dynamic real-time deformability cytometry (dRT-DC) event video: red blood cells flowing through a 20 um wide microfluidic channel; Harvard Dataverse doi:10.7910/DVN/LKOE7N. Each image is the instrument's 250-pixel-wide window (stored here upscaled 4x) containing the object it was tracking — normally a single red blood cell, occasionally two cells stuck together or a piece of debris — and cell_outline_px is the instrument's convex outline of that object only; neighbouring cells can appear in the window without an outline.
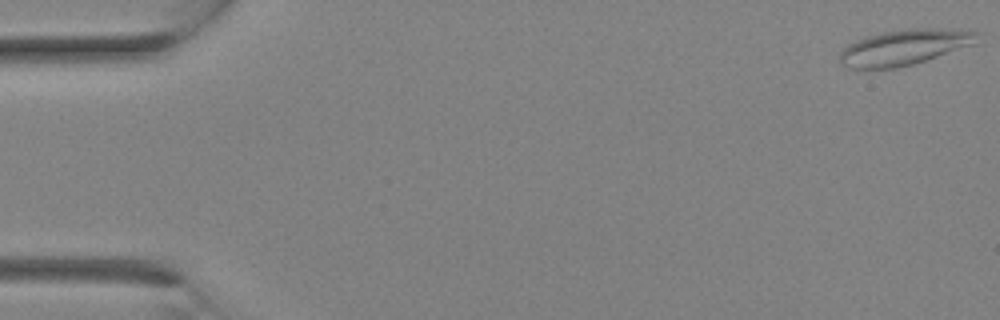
{"species": "Egyptian fruit bat (a non-hibernating species)", "species_latin": "Rousettus aegyptiacus", "temperature_condition": "room temperature", "stored_images_in_passage": 9, "camera_frame_rate_fps": 3000, "um_per_image_px": 0.085, "animal": {"sex": "female"}, "frame": {"image": 1, "passage_image": 1, "time_ms": 0.0, "image_size_px": [1000, 320], "cell_outline_px": [[980, 32], [972, 44], [912, 64], [896, 68], [852, 68], [840, 64], [840, 52], [848, 44], [856, 40], [880, 32], [912, 28], [936, 28]], "centroid_in_image_um": [76.79, 4.01], "position_along_channel_um": 8.2, "area_um2": 27.8}}